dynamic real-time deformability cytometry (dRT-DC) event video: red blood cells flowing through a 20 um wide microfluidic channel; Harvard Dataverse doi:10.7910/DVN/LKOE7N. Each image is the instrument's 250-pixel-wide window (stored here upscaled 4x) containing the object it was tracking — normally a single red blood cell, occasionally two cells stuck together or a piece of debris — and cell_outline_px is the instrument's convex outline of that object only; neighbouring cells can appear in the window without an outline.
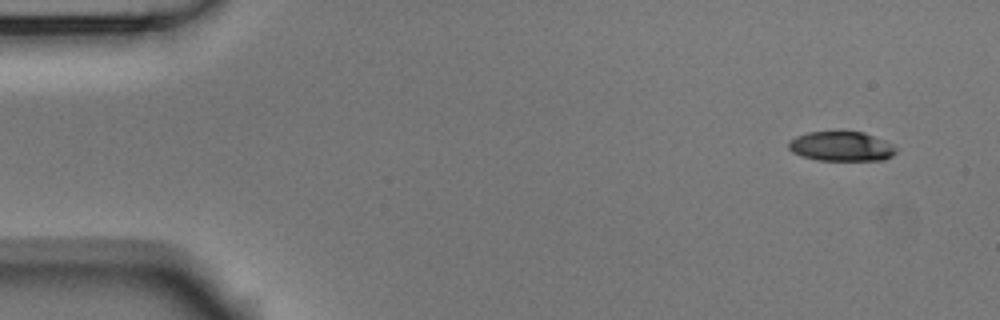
{"species": "Egyptian fruit bat (a non-hibernating species)", "species_latin": "Rousettus aegyptiacus", "temperature_condition": "room temperature", "stored_images_in_passage": 6, "camera_frame_rate_fps": 3000, "um_per_image_px": 0.085, "animal": {"sex": "male"}, "frame": {"image": 1, "passage_image": 1, "time_ms": 0.0, "image_size_px": [1000, 320], "cell_outline_px": [[896, 152], [892, 156], [884, 160], [816, 160], [800, 156], [792, 152], [788, 148], [788, 140], [796, 136], [808, 132], [840, 128], [864, 132], [884, 140], [892, 144], [896, 148]], "centroid_in_image_um": [71.47, 12.39], "position_along_channel_um": 13.5, "area_um2": 19.42}}
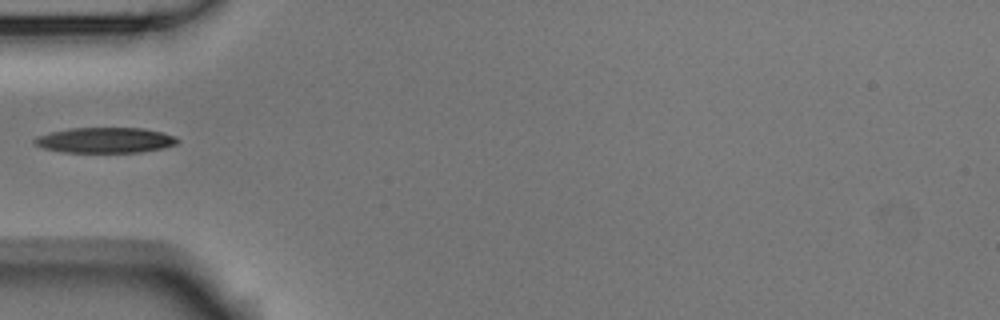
{"frame": {"image": 2, "passage_image": 5, "time_ms": 1.333, "image_size_px": [1000, 320], "cell_outline_px": [[180, 140], [176, 144], [164, 148], [140, 152], [60, 152], [44, 148], [32, 144], [32, 140], [36, 136], [52, 132], [72, 128], [144, 128], [176, 136]], "centroid_in_image_um": [8.93, 11.92], "position_along_channel_um": 76.1, "area_um2": 21.27}}
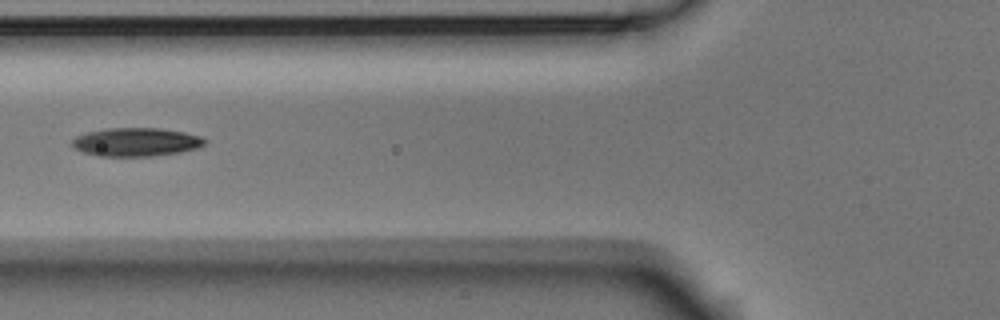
{"frame": {"image": 3, "passage_image": 6, "time_ms": 1.667, "image_size_px": [1000, 320], "cell_outline_px": [[208, 140], [204, 144], [196, 148], [180, 152], [152, 156], [100, 156], [84, 152], [76, 148], [72, 144], [72, 140], [76, 136], [88, 132], [104, 128], [160, 128], [184, 132], [200, 136]], "centroid_in_image_um": [11.58, 12.06], "position_along_channel_um": 114.2, "area_um2": 21.91}}